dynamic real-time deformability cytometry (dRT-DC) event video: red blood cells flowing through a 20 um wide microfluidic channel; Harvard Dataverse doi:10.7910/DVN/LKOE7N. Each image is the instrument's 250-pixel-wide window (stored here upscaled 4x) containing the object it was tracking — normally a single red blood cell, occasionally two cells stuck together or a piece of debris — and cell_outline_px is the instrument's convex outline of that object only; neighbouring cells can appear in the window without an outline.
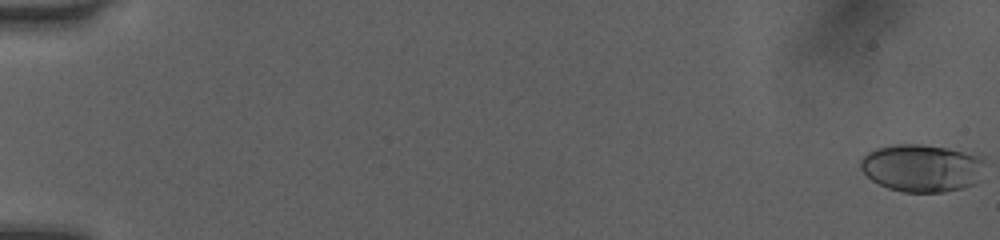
{"species": "human", "species_latin": "Homo sapiens", "temperature_condition": "room temperature", "stored_images_in_passage": 13, "camera_frame_rate_fps": 3000, "um_per_image_px": 0.085, "donor": {"sex": "female"}, "frame": {"image": 1, "passage_image": 1, "time_ms": 0.0, "image_size_px": [1000, 240], "cell_outline_px": [[984, 160], [976, 184], [964, 188], [944, 192], [904, 192], [888, 188], [872, 180], [860, 168], [860, 160], [868, 152], [876, 148], [892, 144], [920, 144], [948, 148], [980, 156]], "centroid_in_image_um": [78.33, 14.28], "position_along_channel_um": 6.7, "area_um2": 34.39}}
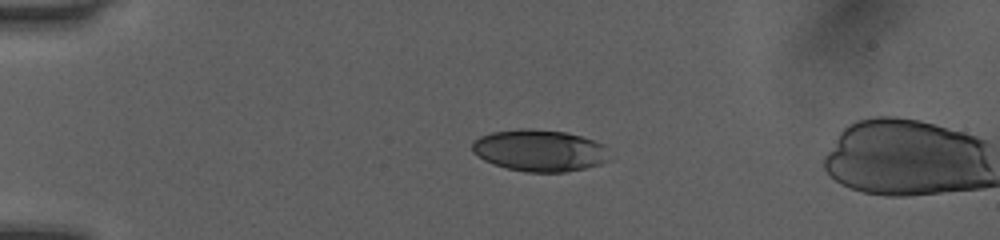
{"frame": {"image": 2, "passage_image": 10, "time_ms": 3.0, "image_size_px": [1000, 240], "cell_outline_px": [[612, 160], [600, 164], [584, 168], [564, 172], [528, 172], [508, 168], [492, 164], [484, 160], [472, 152], [472, 144], [480, 136], [492, 132], [520, 128], [532, 128], [564, 132], [580, 136], [604, 144], [608, 148]], "centroid_in_image_um": [45.9, 12.79], "position_along_channel_um": 39.1, "area_um2": 33.58}}
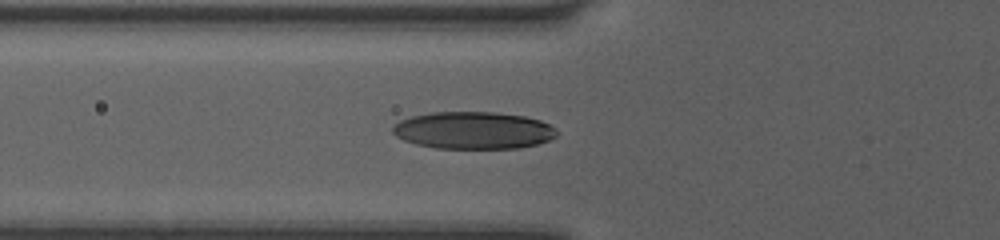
{"frame": {"image": 3, "passage_image": 13, "time_ms": 4.0, "image_size_px": [1000, 240], "cell_outline_px": [[556, 136], [548, 140], [536, 144], [520, 148], [436, 148], [416, 144], [404, 140], [396, 136], [392, 132], [392, 128], [400, 120], [412, 116], [432, 112], [496, 112], [524, 116], [540, 120], [556, 128]], "centroid_in_image_um": [40.23, 11.08], "position_along_channel_um": 85.6, "area_um2": 35.55}}